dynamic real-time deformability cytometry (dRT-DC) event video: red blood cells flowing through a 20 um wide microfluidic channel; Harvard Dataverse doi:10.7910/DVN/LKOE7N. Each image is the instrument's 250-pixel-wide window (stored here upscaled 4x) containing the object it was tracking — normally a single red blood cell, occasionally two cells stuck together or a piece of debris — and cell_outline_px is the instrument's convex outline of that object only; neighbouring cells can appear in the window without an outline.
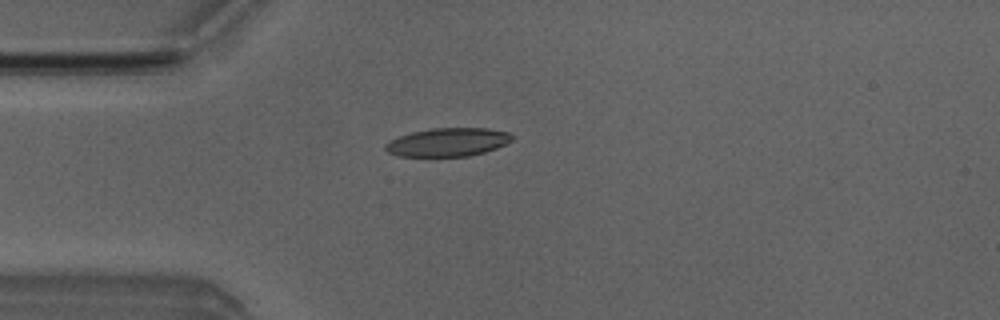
{"species": "Egyptian fruit bat (a non-hibernating species)", "species_latin": "Rousettus aegyptiacus", "temperature_condition": "room temperature", "stored_images_in_passage": 4, "camera_frame_rate_fps": 3000, "um_per_image_px": 0.085, "animal": {"sex": "male"}, "frame": {"image": 1, "passage_image": 4, "time_ms": 3.667, "image_size_px": [1000, 320], "cell_outline_px": [[512, 140], [496, 148], [484, 152], [468, 156], [400, 156], [388, 152], [384, 148], [384, 144], [388, 140], [412, 132], [432, 128], [488, 128], [508, 132], [512, 136]], "centroid_in_image_um": [38.04, 12.08], "position_along_channel_um": 47.0, "area_um2": 20.87}}